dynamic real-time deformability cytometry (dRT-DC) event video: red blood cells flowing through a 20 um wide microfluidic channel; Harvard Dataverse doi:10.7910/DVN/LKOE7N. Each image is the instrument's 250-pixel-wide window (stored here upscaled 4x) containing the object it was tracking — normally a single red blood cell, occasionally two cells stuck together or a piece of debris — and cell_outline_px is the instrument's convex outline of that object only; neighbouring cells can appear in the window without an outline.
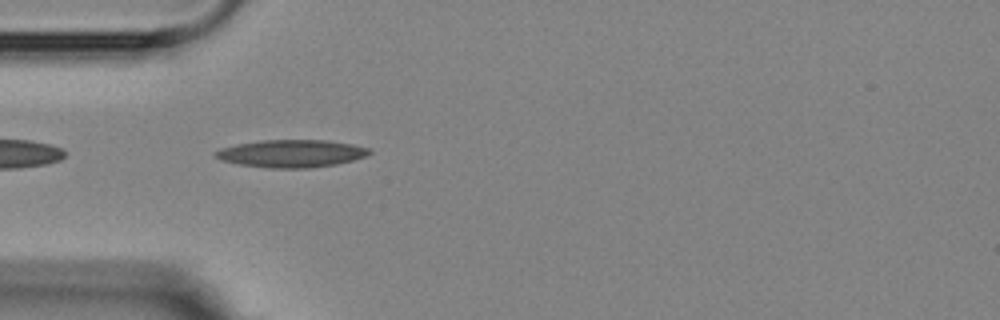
{"species": "Egyptian fruit bat (a non-hibernating species)", "species_latin": "Rousettus aegyptiacus", "temperature_condition": "room temperature", "stored_images_in_passage": 5, "camera_frame_rate_fps": 3000, "um_per_image_px": 0.085, "animal": {"sex": "female"}, "frame": {"image": 1, "passage_image": 4, "time_ms": 4.333, "image_size_px": [1000, 320], "cell_outline_px": [[372, 152], [368, 156], [336, 164], [312, 168], [268, 168], [240, 164], [220, 160], [212, 156], [212, 152], [220, 148], [236, 144], [264, 140], [328, 140], [352, 144], [372, 148]], "centroid_in_image_um": [24.77, 13.05], "position_along_channel_um": 60.2, "area_um2": 25.03}}
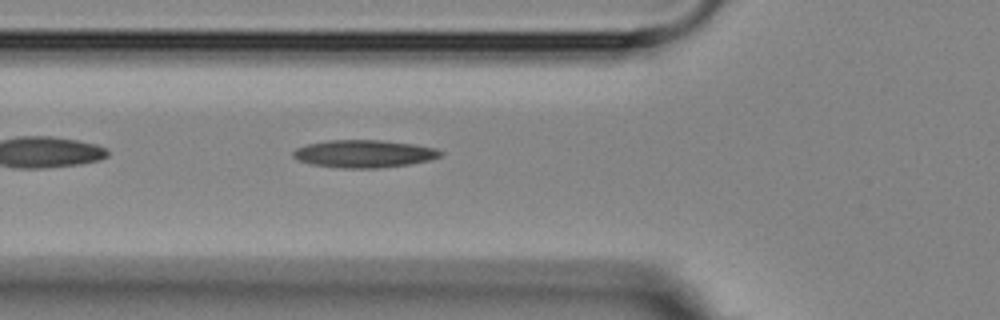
{"frame": {"image": 2, "passage_image": 5, "time_ms": 5.333, "image_size_px": [1000, 320], "cell_outline_px": [[444, 152], [440, 156], [428, 160], [408, 164], [380, 168], [340, 168], [312, 164], [296, 160], [292, 156], [292, 152], [296, 148], [308, 144], [328, 140], [380, 140], [412, 144], [436, 148]], "centroid_in_image_um": [30.91, 13.07], "position_along_channel_um": 94.9, "area_um2": 23.64}}